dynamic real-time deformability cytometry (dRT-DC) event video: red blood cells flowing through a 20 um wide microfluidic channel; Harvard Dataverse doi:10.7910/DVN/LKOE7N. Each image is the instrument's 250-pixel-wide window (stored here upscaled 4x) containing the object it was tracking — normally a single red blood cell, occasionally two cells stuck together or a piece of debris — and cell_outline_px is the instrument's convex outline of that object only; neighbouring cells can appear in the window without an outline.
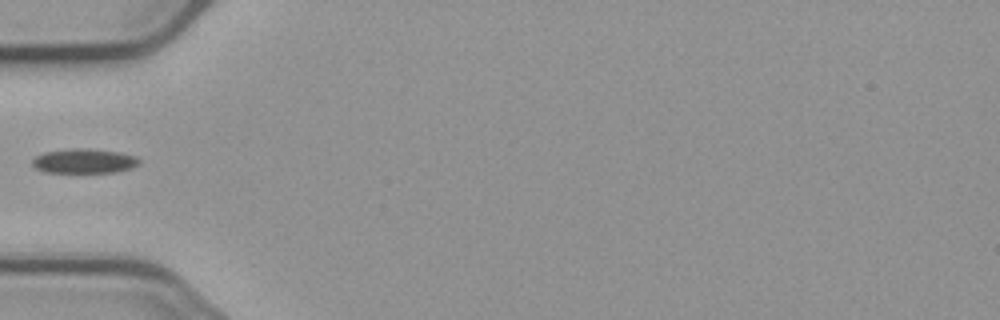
{"species": "common noctule bat (a hibernating species)", "species_latin": "Nyctalus noctula", "temperature_condition": "cold", "stored_images_in_passage": 1, "camera_frame_rate_fps": 3000, "um_per_image_px": 0.085, "animal": {"sex": "male", "body_mass_g": 23.1, "forearm_length_mm": 52.7}, "frame": {"image": 1, "passage_image": 1, "time_ms": 0.0, "image_size_px": [1000, 320], "cell_outline_px": [[140, 164], [132, 168], [116, 172], [44, 172], [36, 168], [32, 164], [32, 160], [36, 156], [44, 152], [72, 148], [80, 148], [116, 152], [136, 156], [140, 160]], "centroid_in_image_um": [7.15, 13.69], "position_along_channel_um": 77.8, "area_um2": 15.14}}